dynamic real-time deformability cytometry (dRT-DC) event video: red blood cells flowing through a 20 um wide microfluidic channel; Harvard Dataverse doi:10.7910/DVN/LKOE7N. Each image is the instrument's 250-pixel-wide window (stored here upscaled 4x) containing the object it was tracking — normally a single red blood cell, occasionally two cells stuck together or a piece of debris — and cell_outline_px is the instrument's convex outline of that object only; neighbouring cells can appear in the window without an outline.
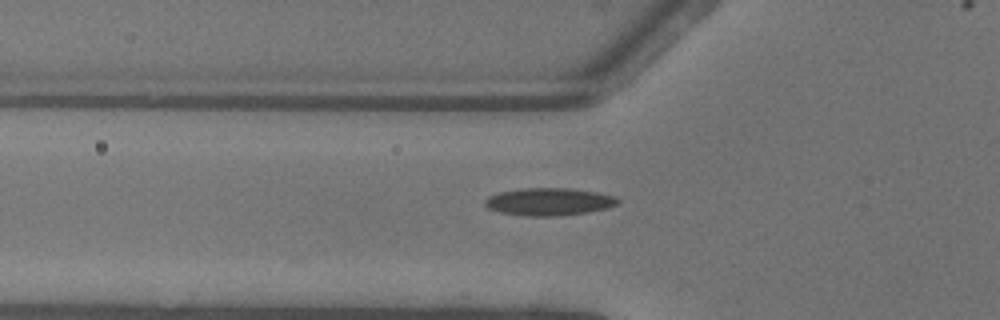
{"species": "common noctule bat (a hibernating species)", "species_latin": "Nyctalus noctula", "temperature_condition": "warm", "stored_images_in_passage": 40, "camera_frame_rate_fps": 3000, "um_per_image_px": 0.085, "animal": {"sex": "female"}, "frame": {"image": 1, "passage_image": 12, "time_ms": 3.667, "image_size_px": [1000, 320], "cell_outline_px": [[620, 204], [608, 208], [588, 212], [560, 216], [524, 216], [500, 212], [488, 208], [484, 204], [484, 200], [488, 196], [500, 192], [524, 188], [568, 188], [596, 192], [616, 196], [620, 200]], "centroid_in_image_um": [46.7, 17.15], "position_along_channel_um": 79.1, "area_um2": 21.5}}
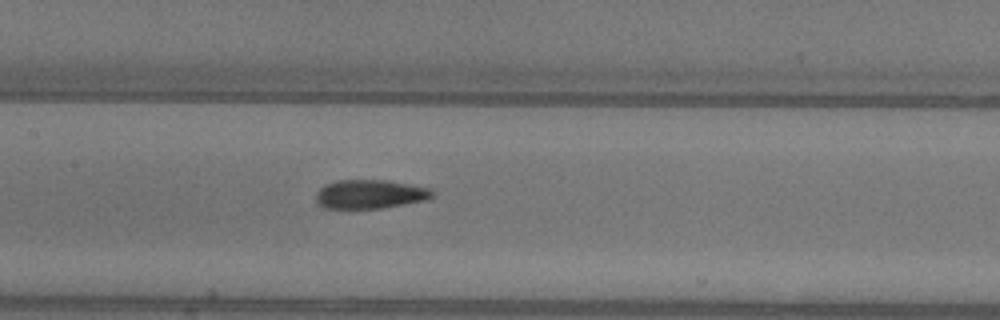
{"frame": {"image": 2, "passage_image": 19, "time_ms": 6.0, "image_size_px": [1000, 320], "cell_outline_px": [[436, 192], [432, 196], [424, 200], [380, 208], [324, 208], [316, 204], [316, 192], [324, 184], [336, 180], [388, 180], [432, 188]], "centroid_in_image_um": [31.42, 16.49], "position_along_channel_um": 176.0, "area_um2": 19.71}}
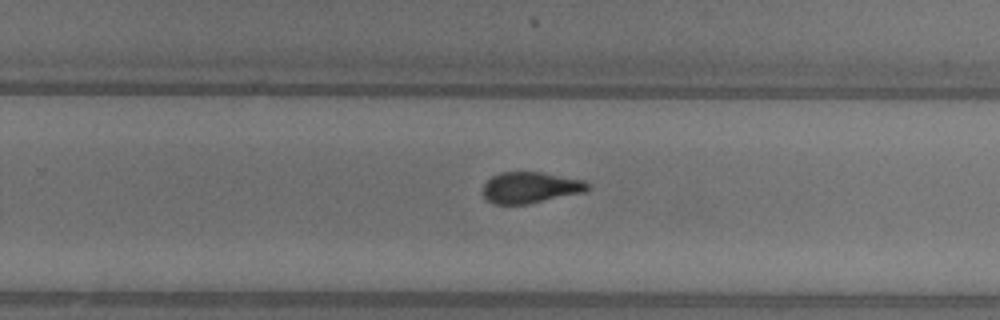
{"frame": {"image": 3, "passage_image": 27, "time_ms": 8.667, "image_size_px": [1000, 320], "cell_outline_px": [[588, 188], [584, 192], [528, 204], [492, 204], [484, 196], [484, 184], [492, 176], [500, 172], [540, 172], [584, 180], [588, 184]], "centroid_in_image_um": [45.07, 15.94], "position_along_channel_um": 284.7, "area_um2": 18.84}}